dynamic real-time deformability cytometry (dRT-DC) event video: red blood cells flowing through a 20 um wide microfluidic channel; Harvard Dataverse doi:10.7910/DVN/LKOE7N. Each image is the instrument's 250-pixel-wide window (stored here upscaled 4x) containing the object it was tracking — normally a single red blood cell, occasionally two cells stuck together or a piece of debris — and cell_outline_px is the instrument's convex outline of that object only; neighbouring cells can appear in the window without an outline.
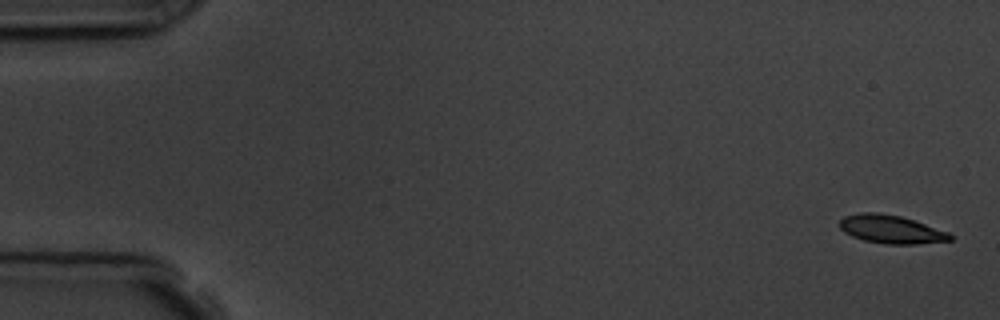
{"species": "common noctule bat (a hibernating species)", "species_latin": "Nyctalus noctula", "temperature_condition": "room temperature", "stored_images_in_passage": 8, "camera_frame_rate_fps": 3000, "um_per_image_px": 0.085, "animal": {"sex": "male", "body_mass_g": 19.5, "forearm_length_mm": 54.6}, "frame": {"image": 1, "passage_image": 1, "time_ms": 0.0, "image_size_px": [1000, 320], "cell_outline_px": [[952, 240], [916, 244], [888, 244], [864, 240], [852, 236], [844, 232], [840, 228], [840, 220], [844, 216], [860, 212], [876, 212], [900, 216], [948, 232], [952, 236]], "centroid_in_image_um": [75.71, 19.49], "position_along_channel_um": 9.3, "area_um2": 17.98}}
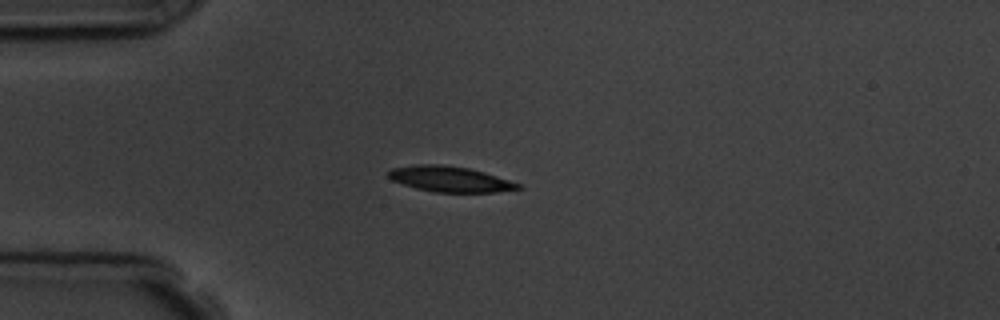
{"frame": {"image": 2, "passage_image": 5, "time_ms": 4.333, "image_size_px": [1000, 320], "cell_outline_px": [[524, 188], [496, 192], [436, 192], [416, 188], [392, 180], [388, 176], [388, 172], [392, 168], [416, 164], [440, 164], [468, 168], [484, 172], [520, 184]], "centroid_in_image_um": [38.24, 15.22], "position_along_channel_um": 46.8, "area_um2": 19.13}}